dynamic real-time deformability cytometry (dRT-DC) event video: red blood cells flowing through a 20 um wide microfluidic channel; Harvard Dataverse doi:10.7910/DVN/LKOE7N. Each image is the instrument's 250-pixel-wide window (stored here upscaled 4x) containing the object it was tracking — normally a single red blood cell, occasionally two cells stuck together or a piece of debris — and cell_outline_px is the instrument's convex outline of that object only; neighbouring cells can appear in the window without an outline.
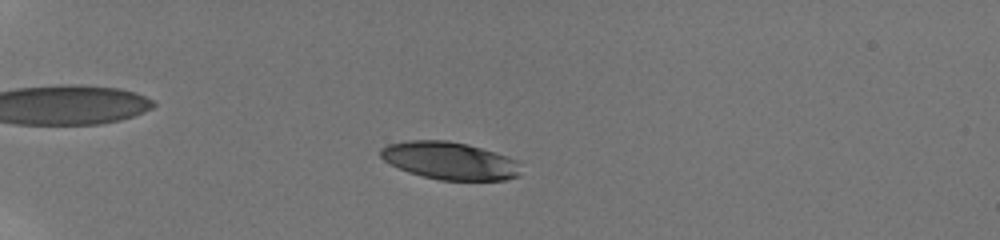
{"species": "human", "species_latin": "Homo sapiens", "temperature_condition": "room temperature", "stored_images_in_passage": 40, "camera_frame_rate_fps": 3000, "um_per_image_px": 0.085, "donor": {"sex": "male"}, "frame": {"image": 1, "passage_image": 7, "time_ms": 3.667, "image_size_px": [1000, 240], "cell_outline_px": [[520, 176], [504, 180], [440, 180], [408, 172], [384, 160], [380, 156], [380, 148], [388, 144], [408, 140], [448, 140], [468, 144], [508, 156], [516, 160]], "centroid_in_image_um": [38.21, 13.65], "position_along_channel_um": 46.8, "area_um2": 30.58}}
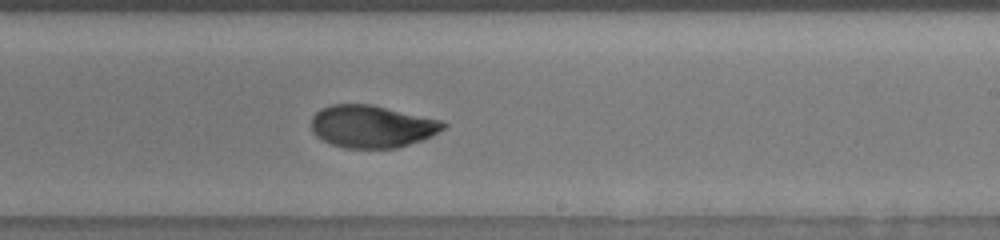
{"frame": {"image": 2, "passage_image": 23, "time_ms": 10.667, "image_size_px": [1000, 240], "cell_outline_px": [[448, 124], [444, 128], [432, 136], [396, 148], [348, 148], [332, 144], [316, 136], [312, 132], [312, 116], [320, 108], [332, 104], [372, 104], [444, 120]], "centroid_in_image_um": [31.63, 10.73], "position_along_channel_um": 257.4, "area_um2": 32.77}}
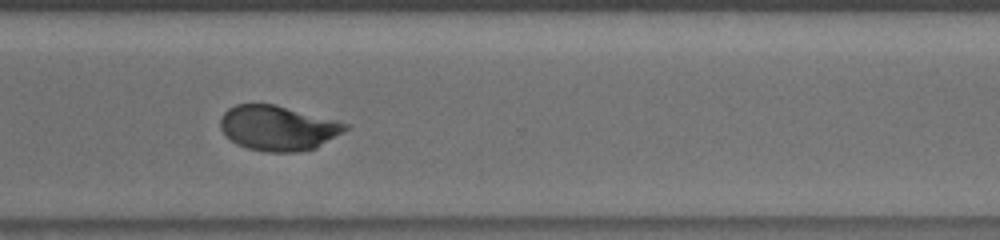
{"frame": {"image": 3, "passage_image": 29, "time_ms": 13.0, "image_size_px": [1000, 240], "cell_outline_px": [[352, 128], [316, 148], [296, 152], [264, 152], [248, 148], [236, 144], [220, 128], [220, 120], [224, 112], [228, 108], [236, 104], [276, 104], [336, 120], [348, 124]], "centroid_in_image_um": [23.66, 10.88], "position_along_channel_um": 346.9, "area_um2": 32.95}, "authors_computed_cell_mechanics": {"area_um2": 32.5125, "velocity_mm_per_s": 3.84, "shape_relaxation_time_tau1_ms": 4.3331, "shape_relaxation_time_tau2_ms": 1.2444, "deformation_change_tau1": 0.2031, "deformation_change_tau2": 0.0558}}